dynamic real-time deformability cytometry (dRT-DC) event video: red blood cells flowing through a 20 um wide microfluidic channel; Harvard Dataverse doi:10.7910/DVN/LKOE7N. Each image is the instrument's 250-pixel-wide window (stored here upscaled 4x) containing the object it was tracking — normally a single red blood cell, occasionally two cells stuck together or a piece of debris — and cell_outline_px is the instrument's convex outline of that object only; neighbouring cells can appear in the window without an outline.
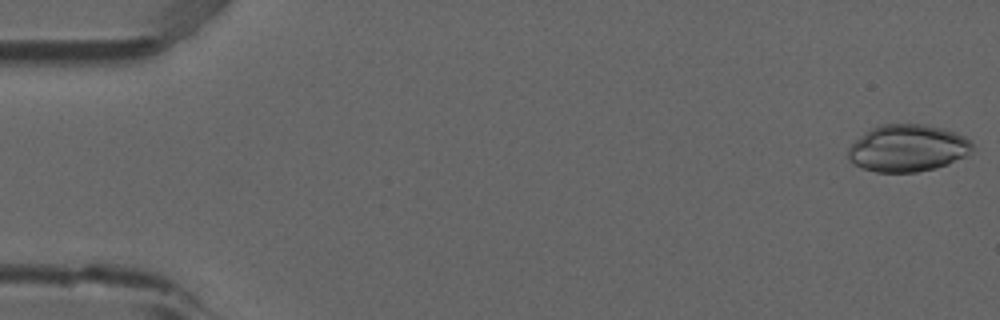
{"species": "common noctule bat (a hibernating species)", "species_latin": "Nyctalus noctula", "temperature_condition": "room temperature", "stored_images_in_passage": 52, "camera_frame_rate_fps": 3000, "um_per_image_px": 0.085, "animal": {"sex": "male", "forearm_length_mm": 52.5}, "frame": {"image": 1, "passage_image": 1, "time_ms": 0.0, "image_size_px": [1000, 320], "cell_outline_px": [[972, 152], [948, 164], [936, 168], [916, 172], [876, 172], [864, 168], [856, 164], [848, 156], [848, 148], [864, 132], [880, 124], [924, 124], [944, 128], [956, 132], [964, 136], [972, 144]], "centroid_in_image_um": [77.17, 12.58], "position_along_channel_um": 7.8, "area_um2": 33.93}}
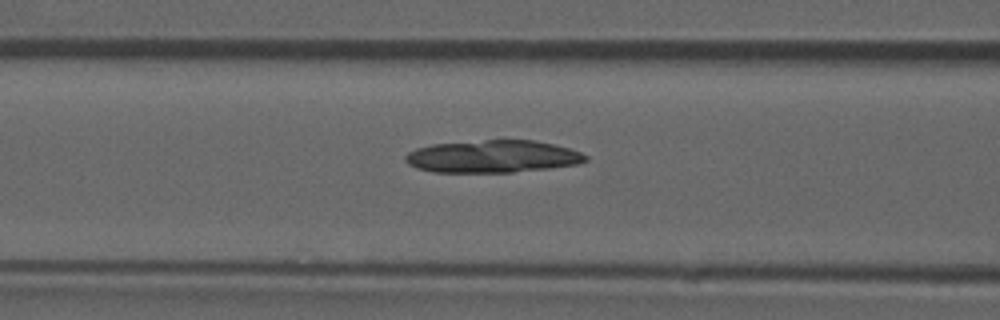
{"frame": {"image": 2, "passage_image": 21, "time_ms": 6.667, "image_size_px": [1000, 320], "cell_outline_px": [[588, 160], [576, 164], [548, 168], [512, 172], [432, 172], [416, 168], [408, 164], [404, 160], [404, 156], [408, 152], [416, 148], [432, 144], [484, 140], [536, 140], [568, 148], [580, 152], [588, 156]], "centroid_in_image_um": [41.83, 13.3], "position_along_channel_um": 124.8, "area_um2": 34.04}}
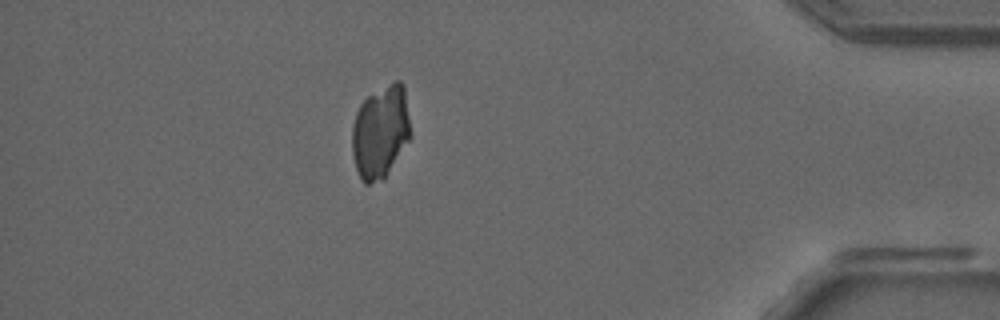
{"frame": {"image": 3, "passage_image": 46, "time_ms": 15.0, "image_size_px": [1000, 320], "cell_outline_px": [[412, 136], [384, 180], [368, 184], [364, 184], [360, 180], [356, 168], [352, 152], [352, 128], [356, 112], [360, 104], [368, 96], [396, 80], [400, 80], [404, 88], [412, 132]], "centroid_in_image_um": [32.35, 11.25], "position_along_channel_um": 402.8, "area_um2": 31.96}}